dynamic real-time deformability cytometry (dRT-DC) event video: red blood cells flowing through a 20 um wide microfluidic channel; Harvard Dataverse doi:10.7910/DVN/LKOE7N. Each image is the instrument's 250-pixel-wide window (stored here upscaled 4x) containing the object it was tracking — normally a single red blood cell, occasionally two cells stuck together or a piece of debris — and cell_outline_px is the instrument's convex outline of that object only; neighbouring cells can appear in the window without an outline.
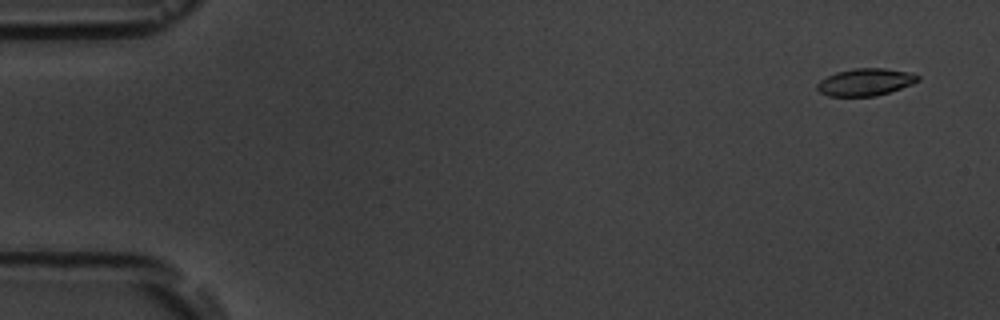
{"species": "common noctule bat (a hibernating species)", "species_latin": "Nyctalus noctula", "temperature_condition": "room temperature", "stored_images_in_passage": 5, "camera_frame_rate_fps": 3000, "um_per_image_px": 0.085, "animal": {"sex": "male", "body_mass_g": 19.5, "forearm_length_mm": 54.6}, "frame": {"image": 1, "passage_image": 1, "time_ms": 0.0, "image_size_px": [1000, 320], "cell_outline_px": [[920, 80], [912, 84], [876, 96], [828, 96], [820, 92], [816, 88], [816, 84], [820, 80], [836, 72], [856, 68], [884, 68], [908, 72], [920, 76]], "centroid_in_image_um": [73.54, 6.97], "position_along_channel_um": 11.5, "area_um2": 15.9}}